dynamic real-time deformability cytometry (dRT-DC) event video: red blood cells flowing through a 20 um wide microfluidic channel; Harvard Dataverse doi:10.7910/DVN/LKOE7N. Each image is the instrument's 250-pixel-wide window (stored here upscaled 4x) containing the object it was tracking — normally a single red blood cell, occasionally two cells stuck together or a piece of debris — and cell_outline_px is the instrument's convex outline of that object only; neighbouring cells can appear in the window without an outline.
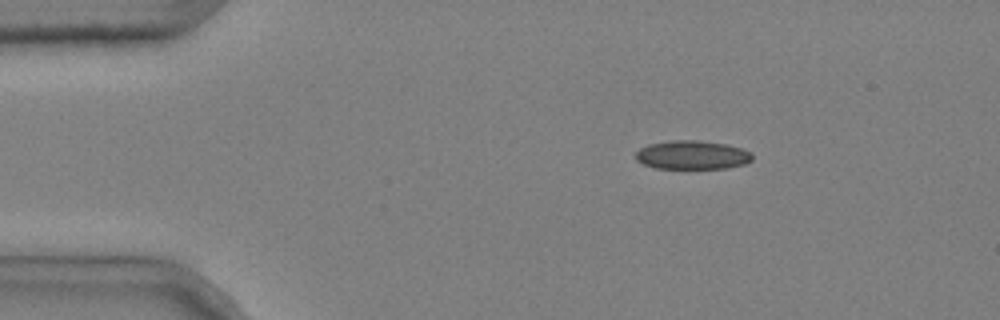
{"species": "common noctule bat (a hibernating species)", "species_latin": "Nyctalus noctula", "temperature_condition": "cold", "stored_images_in_passage": 3, "camera_frame_rate_fps": 3000, "um_per_image_px": 0.085, "animal": {"sex": "male", "body_mass_g": 20.4}, "frame": {"image": 1, "passage_image": 1, "time_ms": 0.0, "image_size_px": [1000, 320], "cell_outline_px": [[752, 160], [744, 164], [728, 168], [656, 168], [644, 164], [636, 160], [636, 152], [640, 148], [648, 144], [672, 140], [700, 140], [724, 144], [740, 148], [752, 152]], "centroid_in_image_um": [58.84, 13.17], "position_along_channel_um": 26.2, "area_um2": 19.48}}
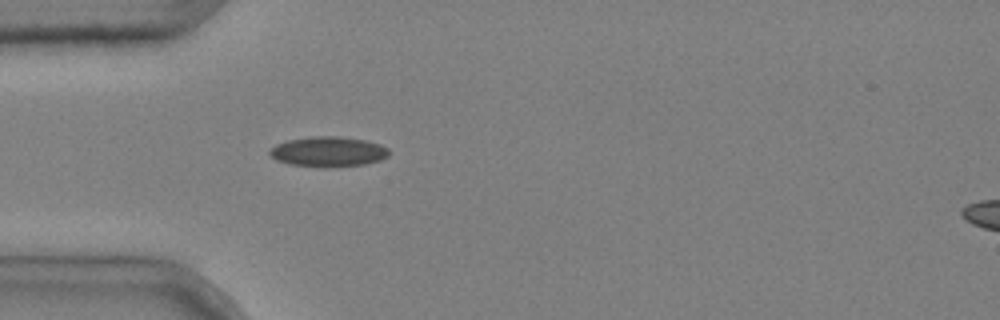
{"frame": {"image": 2, "passage_image": 3, "time_ms": 0.667, "image_size_px": [1000, 320], "cell_outline_px": [[388, 156], [380, 160], [364, 164], [324, 168], [288, 164], [276, 160], [268, 152], [276, 144], [288, 140], [312, 136], [340, 136], [364, 140], [380, 144], [388, 148]], "centroid_in_image_um": [27.89, 12.9], "position_along_channel_um": 57.1, "area_um2": 20.98}}